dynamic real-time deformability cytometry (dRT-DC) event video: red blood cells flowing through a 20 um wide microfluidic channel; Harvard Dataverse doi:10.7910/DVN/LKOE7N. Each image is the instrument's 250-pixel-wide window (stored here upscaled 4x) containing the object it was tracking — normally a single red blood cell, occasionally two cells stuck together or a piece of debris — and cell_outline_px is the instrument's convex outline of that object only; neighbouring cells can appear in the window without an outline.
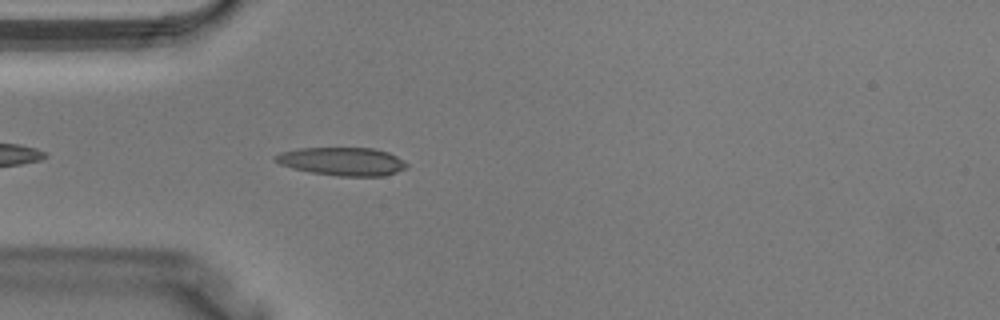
{"species": "Egyptian fruit bat (a non-hibernating species)", "species_latin": "Rousettus aegyptiacus", "temperature_condition": "warm", "stored_images_in_passage": 31, "camera_frame_rate_fps": 3000, "um_per_image_px": 0.085, "animal": {"sex": "male"}, "frame": {"image": 1, "passage_image": 3, "time_ms": 0.667, "image_size_px": [1000, 320], "cell_outline_px": [[408, 164], [404, 168], [396, 172], [384, 176], [336, 176], [312, 172], [292, 168], [280, 164], [272, 160], [272, 156], [280, 152], [296, 148], [376, 148], [388, 152], [404, 160]], "centroid_in_image_um": [29.05, 13.71], "position_along_channel_um": 55.9, "area_um2": 21.73}}
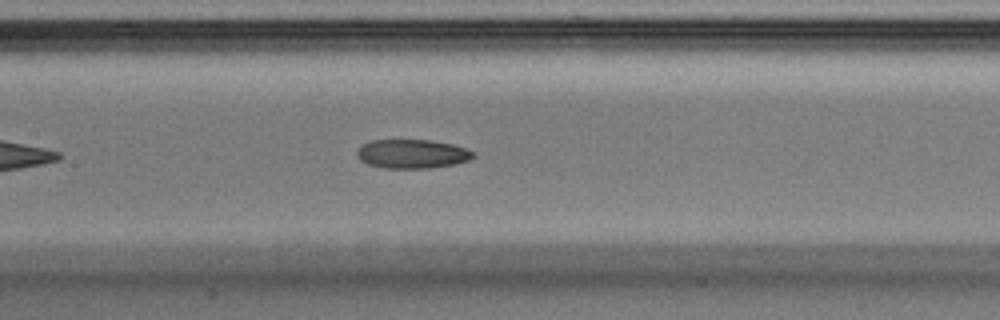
{"frame": {"image": 2, "passage_image": 10, "time_ms": 3.0, "image_size_px": [1000, 320], "cell_outline_px": [[476, 156], [468, 160], [456, 164], [428, 168], [384, 168], [368, 164], [360, 160], [356, 156], [356, 152], [364, 144], [372, 140], [428, 140], [452, 144], [476, 152]], "centroid_in_image_um": [35.05, 13.08], "position_along_channel_um": 172.4, "area_um2": 19.59}}
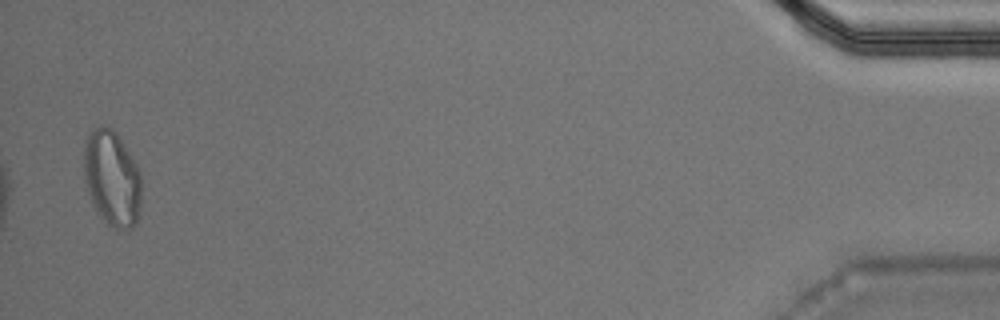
{"frame": {"image": 3, "passage_image": 30, "time_ms": 9.667, "image_size_px": [1000, 320], "cell_outline_px": [[140, 208], [136, 224], [132, 228], [116, 228], [108, 224], [96, 212], [88, 192], [84, 180], [84, 144], [92, 128], [112, 128], [116, 132], [136, 164], [140, 176]], "centroid_in_image_um": [9.5, 15.17], "position_along_channel_um": 425.7, "area_um2": 31.73}}